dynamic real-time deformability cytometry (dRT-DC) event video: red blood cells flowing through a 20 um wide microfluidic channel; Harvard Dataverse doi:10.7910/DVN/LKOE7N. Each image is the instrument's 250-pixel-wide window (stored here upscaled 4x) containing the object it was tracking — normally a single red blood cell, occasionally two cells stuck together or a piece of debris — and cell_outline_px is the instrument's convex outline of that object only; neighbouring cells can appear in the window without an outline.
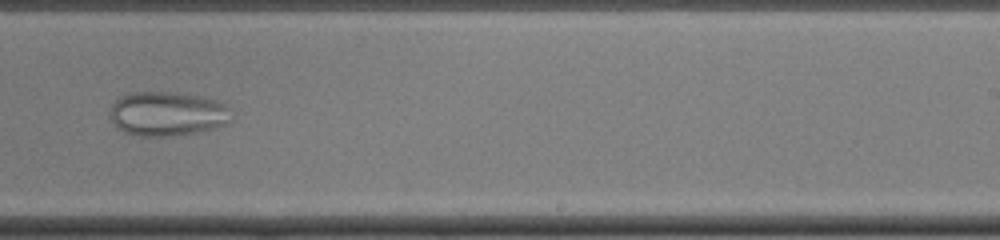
{"species": "common noctule bat (a hibernating species)", "species_latin": "Nyctalus noctula", "temperature_condition": "cold", "stored_images_in_passage": 50, "camera_frame_rate_fps": 3000, "um_per_image_px": 0.085, "animal": {"sex": "female", "body_mass_g": 22.0, "forearm_length_mm": 56.7}, "frame": {"image": 1, "passage_image": 31, "time_ms": 10.0, "image_size_px": [1000, 240], "cell_outline_px": [[232, 120], [228, 124], [196, 132], [176, 136], [140, 136], [124, 132], [116, 128], [112, 120], [112, 104], [116, 100], [132, 92], [168, 92], [196, 96], [216, 100], [224, 104], [228, 108]], "centroid_in_image_um": [14.23, 9.69], "position_along_channel_um": 274.8, "area_um2": 31.04}}